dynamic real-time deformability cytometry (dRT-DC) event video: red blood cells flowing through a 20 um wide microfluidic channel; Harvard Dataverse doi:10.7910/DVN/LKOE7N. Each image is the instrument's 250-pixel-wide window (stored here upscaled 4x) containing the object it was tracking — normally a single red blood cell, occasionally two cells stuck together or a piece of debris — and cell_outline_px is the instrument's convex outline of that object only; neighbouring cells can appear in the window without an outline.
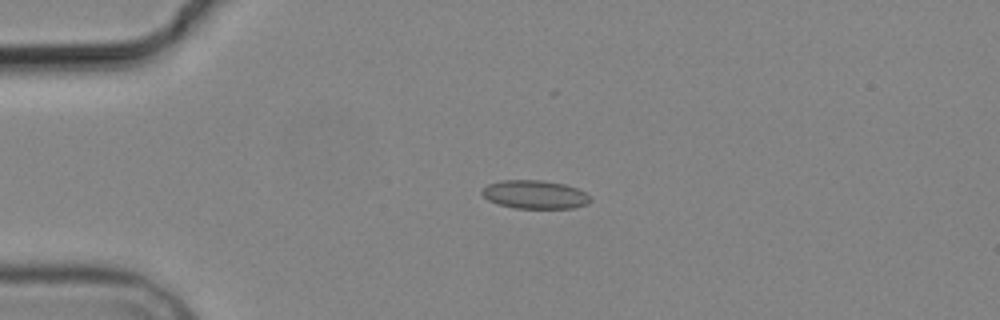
{"species": "common noctule bat (a hibernating species)", "species_latin": "Nyctalus noctula", "temperature_condition": "cold", "stored_images_in_passage": 2, "camera_frame_rate_fps": 3000, "um_per_image_px": 0.085, "animal": {"sex": "male", "body_mass_g": 19.2, "forearm_length_mm": 51.8}, "frame": {"image": 1, "passage_image": 1, "time_ms": 0.0, "image_size_px": [1000, 320], "cell_outline_px": [[592, 200], [588, 204], [572, 208], [516, 208], [496, 204], [488, 200], [480, 192], [488, 184], [500, 180], [544, 180], [564, 184], [576, 188], [592, 196]], "centroid_in_image_um": [45.47, 16.53], "position_along_channel_um": 39.5, "area_um2": 18.09}}